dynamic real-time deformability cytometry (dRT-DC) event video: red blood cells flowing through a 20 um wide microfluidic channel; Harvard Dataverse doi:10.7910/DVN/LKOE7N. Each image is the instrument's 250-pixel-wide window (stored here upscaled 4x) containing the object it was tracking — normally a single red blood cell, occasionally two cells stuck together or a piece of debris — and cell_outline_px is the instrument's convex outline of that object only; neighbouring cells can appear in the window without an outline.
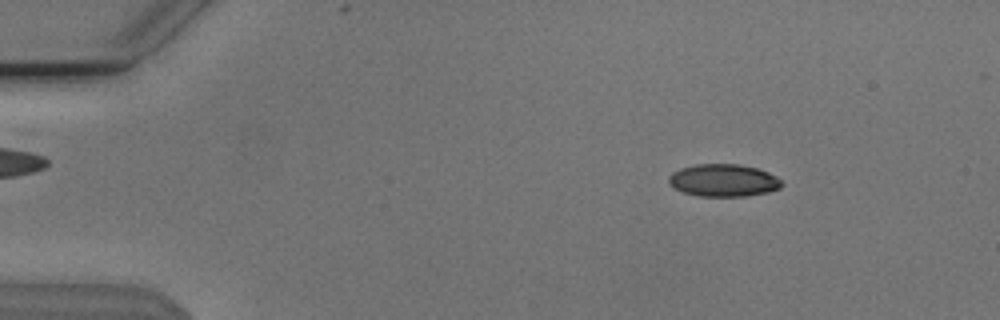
{"species": "Egyptian fruit bat (a non-hibernating species)", "species_latin": "Rousettus aegyptiacus", "temperature_condition": "cold", "stored_images_in_passage": 53, "camera_frame_rate_fps": 3000, "um_per_image_px": 0.085, "animal": {"sex": "male"}, "frame": {"image": 1, "passage_image": 7, "time_ms": 2.0, "image_size_px": [1000, 320], "cell_outline_px": [[784, 184], [780, 188], [768, 192], [744, 196], [696, 196], [672, 188], [668, 184], [668, 176], [672, 172], [680, 168], [696, 164], [740, 164], [756, 168], [768, 172], [776, 176]], "centroid_in_image_um": [61.46, 15.33], "position_along_channel_um": 23.5, "area_um2": 21.56}}
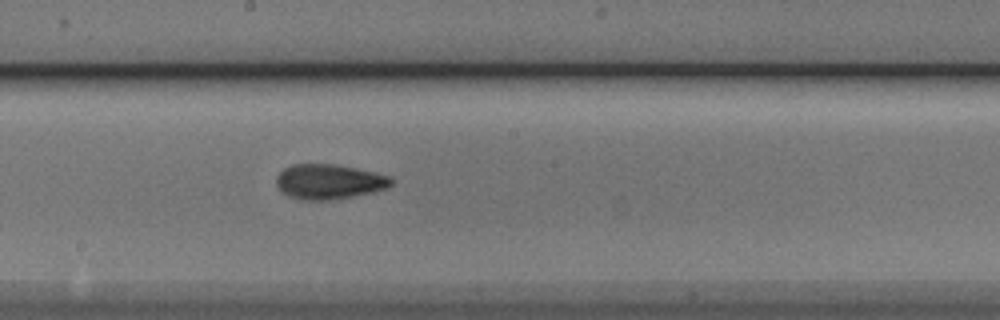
{"frame": {"image": 2, "passage_image": 29, "time_ms": 9.333, "image_size_px": [1000, 320], "cell_outline_px": [[392, 184], [384, 188], [372, 192], [328, 200], [308, 200], [288, 196], [280, 192], [276, 184], [276, 176], [284, 168], [292, 164], [332, 164], [356, 168], [388, 176], [392, 180]], "centroid_in_image_um": [27.89, 15.43], "position_along_channel_um": 220.3, "area_um2": 23.06}}
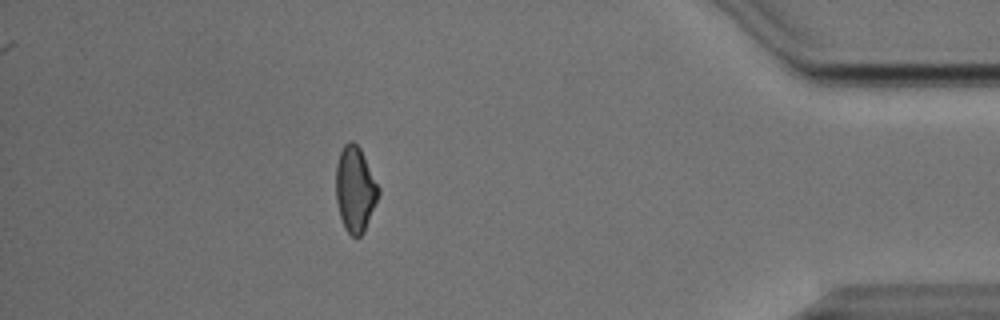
{"frame": {"image": 3, "passage_image": 47, "time_ms": 15.333, "image_size_px": [1000, 320], "cell_outline_px": [[380, 196], [364, 232], [360, 236], [352, 236], [344, 228], [340, 216], [336, 200], [336, 164], [340, 152], [344, 144], [348, 140], [352, 140], [360, 148], [380, 188]], "centroid_in_image_um": [30.2, 16.09], "position_along_channel_um": 405.0, "area_um2": 21.39}, "authors_computed_cell_mechanics": {"area_um2": 21.5594, "velocity_mm_per_s": 3.8214, "shape_relaxation_time_tau1_ms": 5.0242, "shape_relaxation_time_tau2_ms": 3.9845, "deformation_change_tau1": 0.1477, "deformation_change_tau2": 0.1214}}